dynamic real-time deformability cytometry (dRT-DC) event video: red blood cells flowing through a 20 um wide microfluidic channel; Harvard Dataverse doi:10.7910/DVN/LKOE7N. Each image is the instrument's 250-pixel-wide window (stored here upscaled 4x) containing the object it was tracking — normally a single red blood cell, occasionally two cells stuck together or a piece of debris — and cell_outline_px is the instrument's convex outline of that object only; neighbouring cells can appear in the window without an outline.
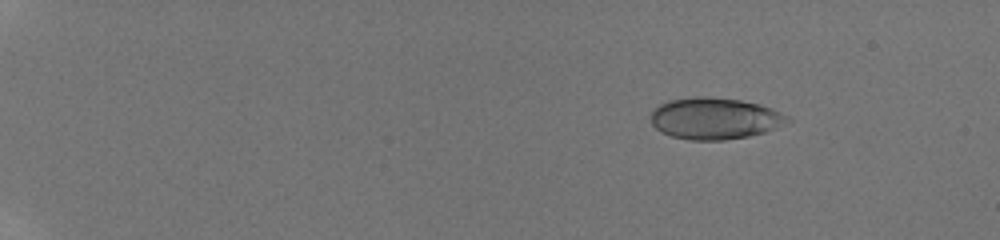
{"species": "human", "species_latin": "Homo sapiens", "temperature_condition": "room temperature", "stored_images_in_passage": 9, "camera_frame_rate_fps": 3000, "um_per_image_px": 0.085, "donor": {"sex": "male"}, "frame": {"image": 1, "passage_image": 3, "time_ms": 2.0, "image_size_px": [1000, 240], "cell_outline_px": [[792, 120], [764, 132], [748, 136], [724, 140], [688, 140], [672, 136], [660, 132], [652, 124], [652, 112], [660, 104], [668, 100], [696, 96], [708, 96], [740, 100], [760, 104], [772, 108], [788, 116]], "centroid_in_image_um": [60.74, 10.06], "position_along_channel_um": 24.3, "area_um2": 33.06}}
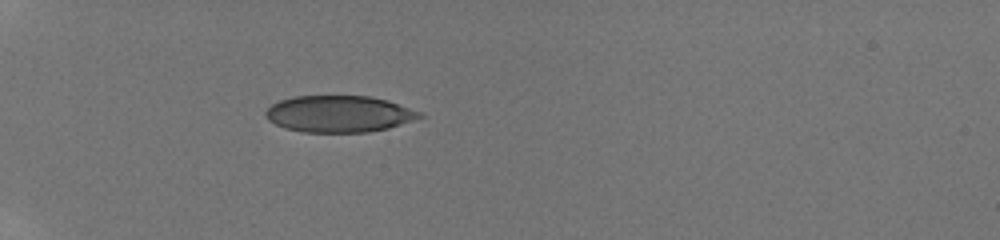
{"frame": {"image": 2, "passage_image": 7, "time_ms": 5.667, "image_size_px": [1000, 240], "cell_outline_px": [[424, 116], [388, 128], [368, 132], [304, 132], [284, 128], [268, 120], [264, 116], [264, 112], [272, 104], [280, 100], [292, 96], [368, 96], [388, 100], [420, 112]], "centroid_in_image_um": [28.77, 9.68], "position_along_channel_um": 56.2, "area_um2": 32.77}}
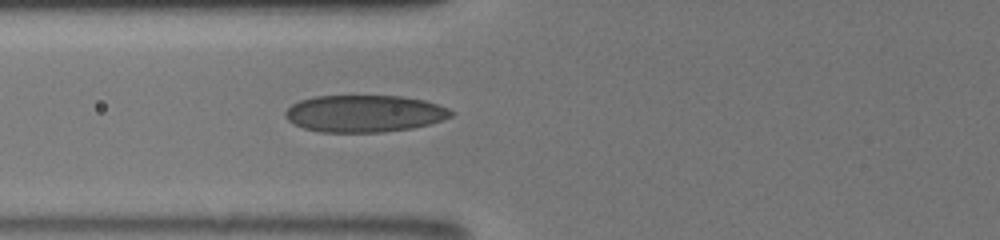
{"frame": {"image": 3, "passage_image": 9, "time_ms": 7.333, "image_size_px": [1000, 240], "cell_outline_px": [[456, 112], [452, 116], [428, 124], [412, 128], [380, 132], [320, 132], [304, 128], [288, 120], [284, 116], [284, 112], [292, 104], [300, 100], [316, 96], [400, 96], [424, 100], [448, 108]], "centroid_in_image_um": [30.97, 9.65], "position_along_channel_um": 94.8, "area_um2": 35.6}}